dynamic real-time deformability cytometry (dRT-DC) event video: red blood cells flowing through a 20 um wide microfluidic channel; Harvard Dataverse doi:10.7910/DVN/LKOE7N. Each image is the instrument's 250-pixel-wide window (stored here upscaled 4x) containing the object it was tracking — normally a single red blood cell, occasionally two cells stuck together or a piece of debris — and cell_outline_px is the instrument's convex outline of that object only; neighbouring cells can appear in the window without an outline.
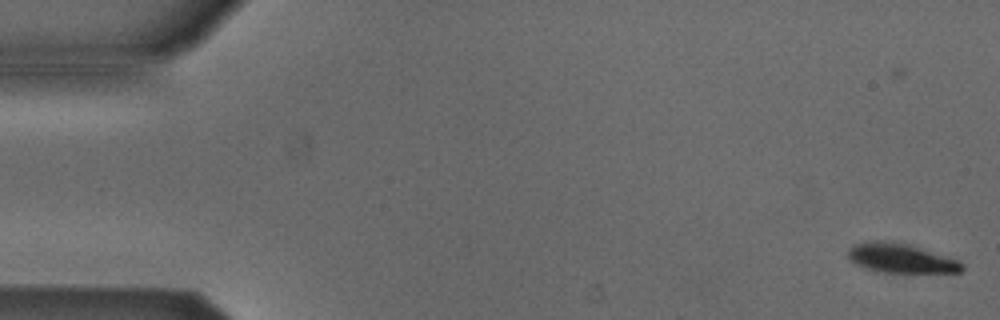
{"species": "Egyptian fruit bat (a non-hibernating species)", "species_latin": "Rousettus aegyptiacus", "temperature_condition": "cold", "stored_images_in_passage": 57, "camera_frame_rate_fps": 3000, "um_per_image_px": 0.085, "animal": {"sex": "male"}, "frame": {"image": 1, "passage_image": 4, "time_ms": 1.0, "image_size_px": [1000, 320], "cell_outline_px": [[964, 268], [960, 272], [884, 272], [864, 268], [856, 264], [848, 256], [848, 252], [856, 244], [872, 240], [880, 240], [908, 244], [960, 260], [964, 264]], "centroid_in_image_um": [76.62, 21.95], "position_along_channel_um": 8.4, "area_um2": 19.19}}
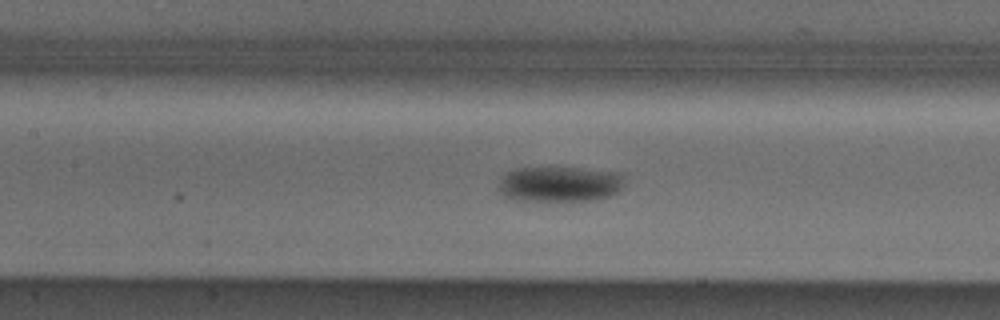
{"frame": {"image": 2, "passage_image": 27, "time_ms": 8.667, "image_size_px": [1000, 320], "cell_outline_px": [[624, 176], [620, 192], [596, 200], [516, 200], [504, 196], [500, 192], [500, 176], [504, 172], [516, 168], [576, 168], [616, 172]], "centroid_in_image_um": [47.55, 15.64], "position_along_channel_um": 159.8, "area_um2": 25.89}}
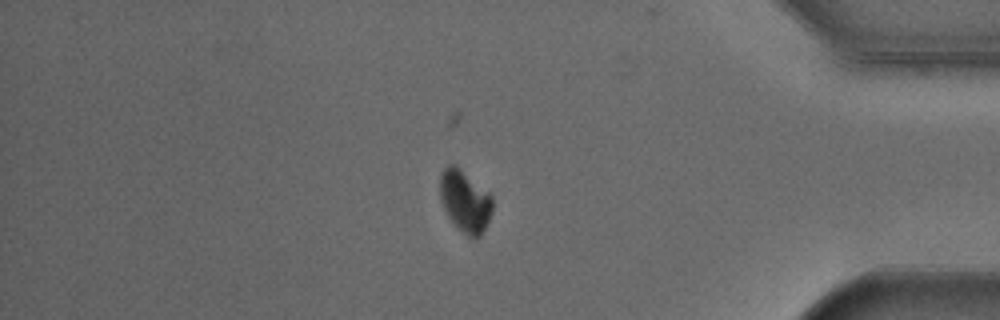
{"frame": {"image": 3, "passage_image": 48, "time_ms": 15.667, "image_size_px": [1000, 320], "cell_outline_px": [[492, 212], [480, 236], [476, 240], [468, 236], [448, 216], [440, 200], [440, 172], [448, 164], [452, 164], [488, 192], [492, 196]], "centroid_in_image_um": [39.51, 17.11], "position_along_channel_um": 395.7, "area_um2": 18.38}, "authors_computed_cell_mechanics": {"area_um2": 22.7154, "velocity_mm_per_s": 3.8364, "shape_relaxation_time_tau1_ms": 1.9175, "shape_relaxation_time_tau2_ms": null, "deformation_change_tau1": 0.0721, "deformation_change_tau2": null}}